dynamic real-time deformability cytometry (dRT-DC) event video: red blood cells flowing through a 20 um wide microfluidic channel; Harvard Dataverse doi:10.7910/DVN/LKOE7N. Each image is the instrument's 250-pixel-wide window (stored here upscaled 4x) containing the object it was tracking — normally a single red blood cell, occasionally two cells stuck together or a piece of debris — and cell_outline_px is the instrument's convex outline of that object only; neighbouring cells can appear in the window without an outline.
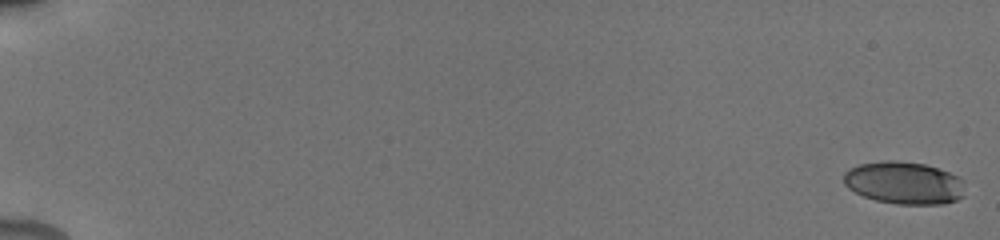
{"species": "human", "species_latin": "Homo sapiens", "temperature_condition": "cold", "stored_images_in_passage": 57, "camera_frame_rate_fps": 3000, "um_per_image_px": 0.085, "donor": {"sex": "male"}, "frame": {"image": 1, "passage_image": 1, "time_ms": 0.0, "image_size_px": [1000, 240], "cell_outline_px": [[964, 196], [956, 200], [944, 204], [896, 204], [876, 200], [864, 196], [848, 188], [844, 184], [844, 172], [848, 168], [860, 164], [884, 160], [892, 160], [924, 164], [948, 172], [964, 180]], "centroid_in_image_um": [76.84, 15.55], "position_along_channel_um": 8.2, "area_um2": 30.06}}
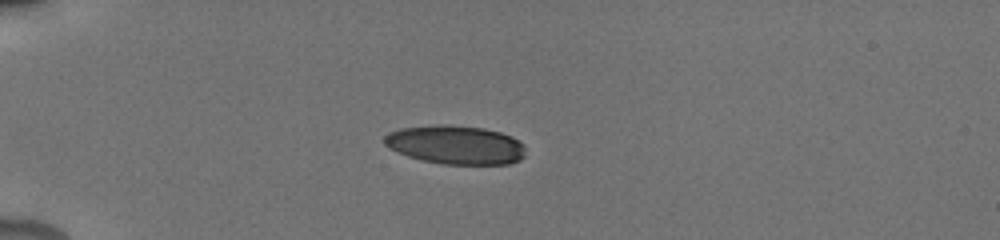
{"frame": {"image": 2, "passage_image": 37, "time_ms": 5.333, "image_size_px": [1000, 240], "cell_outline_px": [[524, 156], [520, 160], [508, 164], [444, 164], [424, 160], [408, 156], [396, 152], [388, 148], [384, 144], [384, 136], [388, 132], [400, 128], [440, 124], [448, 124], [484, 128], [500, 132], [512, 136], [524, 144]], "centroid_in_image_um": [38.71, 12.3], "position_along_channel_um": 46.3, "area_um2": 32.08}}
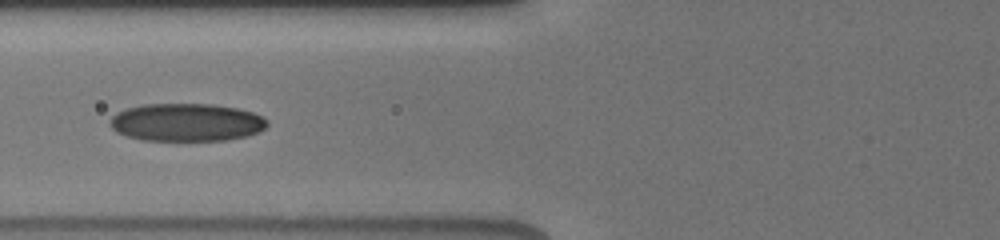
{"frame": {"image": 3, "passage_image": 56, "time_ms": 8.0, "image_size_px": [1000, 240], "cell_outline_px": [[268, 124], [260, 132], [248, 136], [228, 140], [140, 140], [116, 132], [112, 128], [108, 120], [116, 112], [128, 108], [144, 104], [216, 104], [236, 108], [252, 112], [264, 116], [268, 120]], "centroid_in_image_um": [15.87, 10.4], "position_along_channel_um": 109.9, "area_um2": 34.97}}